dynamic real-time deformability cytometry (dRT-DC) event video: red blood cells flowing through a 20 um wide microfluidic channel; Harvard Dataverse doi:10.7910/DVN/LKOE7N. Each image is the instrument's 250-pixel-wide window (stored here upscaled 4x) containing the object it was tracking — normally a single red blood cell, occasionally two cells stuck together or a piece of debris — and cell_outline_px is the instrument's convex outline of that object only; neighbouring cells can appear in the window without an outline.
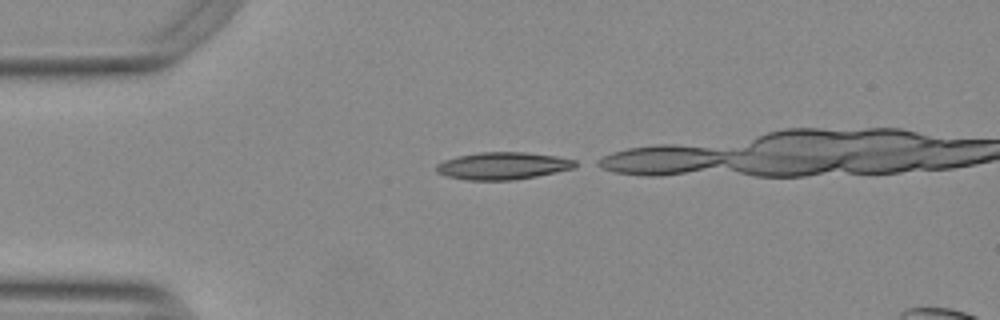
{"species": "Egyptian fruit bat (a non-hibernating species)", "species_latin": "Rousettus aegyptiacus", "temperature_condition": "warm", "stored_images_in_passage": 8, "camera_frame_rate_fps": 3000, "um_per_image_px": 0.085, "animal": {"sex": "female"}, "frame": {"image": 1, "passage_image": 1, "time_ms": 0.0, "image_size_px": [1000, 320], "cell_outline_px": [[584, 164], [576, 168], [536, 176], [512, 180], [464, 180], [448, 176], [436, 172], [436, 164], [444, 160], [456, 156], [480, 152], [524, 152], [556, 156], [576, 160]], "centroid_in_image_um": [42.79, 14.09], "position_along_channel_um": 42.2, "area_um2": 22.37}}
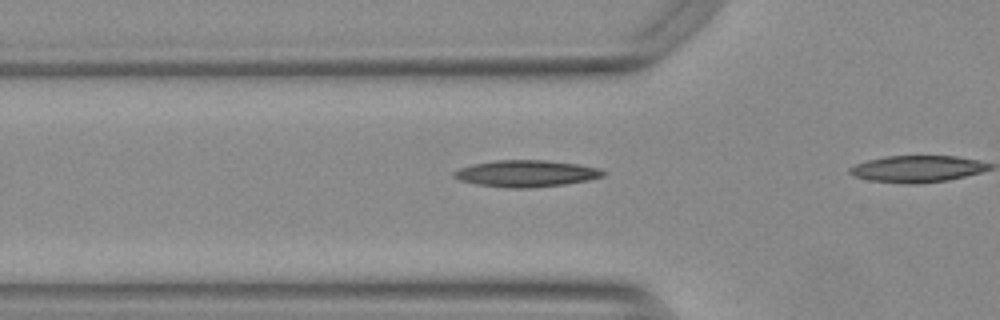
{"frame": {"image": 2, "passage_image": 6, "time_ms": 1.667, "image_size_px": [1000, 320], "cell_outline_px": [[604, 176], [588, 180], [564, 184], [532, 188], [504, 188], [476, 184], [460, 180], [452, 176], [452, 172], [460, 168], [472, 164], [496, 160], [548, 160], [580, 164], [600, 168], [604, 172]], "centroid_in_image_um": [44.72, 14.75], "position_along_channel_um": 81.1, "area_um2": 23.35}}